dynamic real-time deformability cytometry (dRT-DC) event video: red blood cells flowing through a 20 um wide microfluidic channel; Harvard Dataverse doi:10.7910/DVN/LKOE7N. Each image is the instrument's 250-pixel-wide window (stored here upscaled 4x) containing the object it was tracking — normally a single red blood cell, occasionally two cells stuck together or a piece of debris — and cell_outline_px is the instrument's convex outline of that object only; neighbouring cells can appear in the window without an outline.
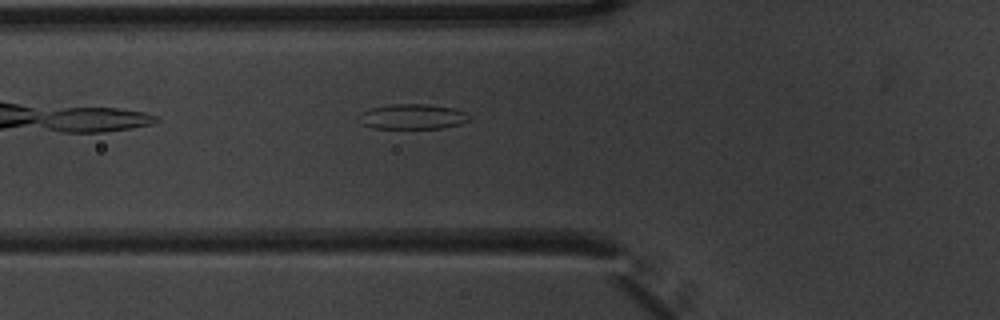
{"species": "common noctule bat (a hibernating species)", "species_latin": "Nyctalus noctula", "temperature_condition": "warm", "stored_images_in_passage": 2, "camera_frame_rate_fps": 3000, "um_per_image_px": 0.085, "animal": {"sex": "male", "body_mass_g": 20.1, "forearm_length_mm": 53.5}, "frame": {"image": 1, "passage_image": 2, "time_ms": 0.333, "image_size_px": [1000, 320], "cell_outline_px": [[472, 116], [468, 120], [460, 124], [444, 128], [372, 128], [364, 124], [356, 116], [360, 112], [372, 108], [392, 104], [428, 104], [452, 108], [468, 112]], "centroid_in_image_um": [35.09, 9.91], "position_along_channel_um": 90.7, "area_um2": 16.24}}